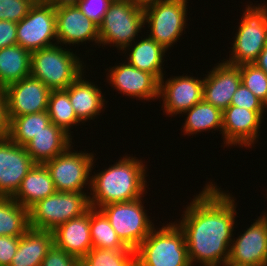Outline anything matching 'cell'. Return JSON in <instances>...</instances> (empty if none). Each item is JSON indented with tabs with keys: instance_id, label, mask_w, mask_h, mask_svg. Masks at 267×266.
<instances>
[{
	"instance_id": "cell-1",
	"label": "cell",
	"mask_w": 267,
	"mask_h": 266,
	"mask_svg": "<svg viewBox=\"0 0 267 266\" xmlns=\"http://www.w3.org/2000/svg\"><path fill=\"white\" fill-rule=\"evenodd\" d=\"M220 189L212 182L206 184L178 222L191 265L227 266L237 212L235 199Z\"/></svg>"
},
{
	"instance_id": "cell-2",
	"label": "cell",
	"mask_w": 267,
	"mask_h": 266,
	"mask_svg": "<svg viewBox=\"0 0 267 266\" xmlns=\"http://www.w3.org/2000/svg\"><path fill=\"white\" fill-rule=\"evenodd\" d=\"M142 162L133 156H124L109 168L92 175L89 196L91 208L100 209L110 203L142 198L147 187V167Z\"/></svg>"
},
{
	"instance_id": "cell-3",
	"label": "cell",
	"mask_w": 267,
	"mask_h": 266,
	"mask_svg": "<svg viewBox=\"0 0 267 266\" xmlns=\"http://www.w3.org/2000/svg\"><path fill=\"white\" fill-rule=\"evenodd\" d=\"M135 266H192L185 234L178 224L154 228L135 250Z\"/></svg>"
},
{
	"instance_id": "cell-4",
	"label": "cell",
	"mask_w": 267,
	"mask_h": 266,
	"mask_svg": "<svg viewBox=\"0 0 267 266\" xmlns=\"http://www.w3.org/2000/svg\"><path fill=\"white\" fill-rule=\"evenodd\" d=\"M59 44L31 52L30 75L50 90H65L84 70L79 56Z\"/></svg>"
},
{
	"instance_id": "cell-5",
	"label": "cell",
	"mask_w": 267,
	"mask_h": 266,
	"mask_svg": "<svg viewBox=\"0 0 267 266\" xmlns=\"http://www.w3.org/2000/svg\"><path fill=\"white\" fill-rule=\"evenodd\" d=\"M88 193L55 192L38 201L29 209V225L31 228L53 231L68 220L79 217L90 208Z\"/></svg>"
},
{
	"instance_id": "cell-6",
	"label": "cell",
	"mask_w": 267,
	"mask_h": 266,
	"mask_svg": "<svg viewBox=\"0 0 267 266\" xmlns=\"http://www.w3.org/2000/svg\"><path fill=\"white\" fill-rule=\"evenodd\" d=\"M144 27V10L131 0L112 1L99 25V44L124 50Z\"/></svg>"
},
{
	"instance_id": "cell-7",
	"label": "cell",
	"mask_w": 267,
	"mask_h": 266,
	"mask_svg": "<svg viewBox=\"0 0 267 266\" xmlns=\"http://www.w3.org/2000/svg\"><path fill=\"white\" fill-rule=\"evenodd\" d=\"M247 6L231 47L232 56L225 61L234 66L254 63L267 45V4Z\"/></svg>"
},
{
	"instance_id": "cell-8",
	"label": "cell",
	"mask_w": 267,
	"mask_h": 266,
	"mask_svg": "<svg viewBox=\"0 0 267 266\" xmlns=\"http://www.w3.org/2000/svg\"><path fill=\"white\" fill-rule=\"evenodd\" d=\"M141 200L142 198L130 202L110 203L100 208L120 240L134 251L156 228L147 216Z\"/></svg>"
},
{
	"instance_id": "cell-9",
	"label": "cell",
	"mask_w": 267,
	"mask_h": 266,
	"mask_svg": "<svg viewBox=\"0 0 267 266\" xmlns=\"http://www.w3.org/2000/svg\"><path fill=\"white\" fill-rule=\"evenodd\" d=\"M188 0H160L143 8L144 25L150 27L148 35L168 50L179 40L186 28Z\"/></svg>"
},
{
	"instance_id": "cell-10",
	"label": "cell",
	"mask_w": 267,
	"mask_h": 266,
	"mask_svg": "<svg viewBox=\"0 0 267 266\" xmlns=\"http://www.w3.org/2000/svg\"><path fill=\"white\" fill-rule=\"evenodd\" d=\"M71 146L44 163L53 180L56 192H84L85 185H88L89 189L91 188L90 175L92 174L90 172H92L95 162L93 161L94 154L83 151L73 152Z\"/></svg>"
},
{
	"instance_id": "cell-11",
	"label": "cell",
	"mask_w": 267,
	"mask_h": 266,
	"mask_svg": "<svg viewBox=\"0 0 267 266\" xmlns=\"http://www.w3.org/2000/svg\"><path fill=\"white\" fill-rule=\"evenodd\" d=\"M51 40L57 42L55 8L45 1L35 2L17 23V44L34 52L58 44Z\"/></svg>"
},
{
	"instance_id": "cell-12",
	"label": "cell",
	"mask_w": 267,
	"mask_h": 266,
	"mask_svg": "<svg viewBox=\"0 0 267 266\" xmlns=\"http://www.w3.org/2000/svg\"><path fill=\"white\" fill-rule=\"evenodd\" d=\"M263 214L232 241L227 266H267V213Z\"/></svg>"
},
{
	"instance_id": "cell-13",
	"label": "cell",
	"mask_w": 267,
	"mask_h": 266,
	"mask_svg": "<svg viewBox=\"0 0 267 266\" xmlns=\"http://www.w3.org/2000/svg\"><path fill=\"white\" fill-rule=\"evenodd\" d=\"M8 117L47 111L51 90L31 75L9 84L3 89Z\"/></svg>"
},
{
	"instance_id": "cell-14",
	"label": "cell",
	"mask_w": 267,
	"mask_h": 266,
	"mask_svg": "<svg viewBox=\"0 0 267 266\" xmlns=\"http://www.w3.org/2000/svg\"><path fill=\"white\" fill-rule=\"evenodd\" d=\"M265 110H248L246 108L230 105L222 111L224 144L232 146L250 147L259 137L261 120Z\"/></svg>"
},
{
	"instance_id": "cell-15",
	"label": "cell",
	"mask_w": 267,
	"mask_h": 266,
	"mask_svg": "<svg viewBox=\"0 0 267 266\" xmlns=\"http://www.w3.org/2000/svg\"><path fill=\"white\" fill-rule=\"evenodd\" d=\"M35 164L25 147L0 140V197H12Z\"/></svg>"
},
{
	"instance_id": "cell-16",
	"label": "cell",
	"mask_w": 267,
	"mask_h": 266,
	"mask_svg": "<svg viewBox=\"0 0 267 266\" xmlns=\"http://www.w3.org/2000/svg\"><path fill=\"white\" fill-rule=\"evenodd\" d=\"M203 80L192 76H175L160 80L159 97L166 115H177L189 110L203 99ZM165 82V83H164Z\"/></svg>"
},
{
	"instance_id": "cell-17",
	"label": "cell",
	"mask_w": 267,
	"mask_h": 266,
	"mask_svg": "<svg viewBox=\"0 0 267 266\" xmlns=\"http://www.w3.org/2000/svg\"><path fill=\"white\" fill-rule=\"evenodd\" d=\"M57 43L80 44L94 41L99 45V26L87 18L77 5L55 8Z\"/></svg>"
},
{
	"instance_id": "cell-18",
	"label": "cell",
	"mask_w": 267,
	"mask_h": 266,
	"mask_svg": "<svg viewBox=\"0 0 267 266\" xmlns=\"http://www.w3.org/2000/svg\"><path fill=\"white\" fill-rule=\"evenodd\" d=\"M109 85L132 98L151 100L159 98L160 81L151 73L135 68L128 62L109 69Z\"/></svg>"
},
{
	"instance_id": "cell-19",
	"label": "cell",
	"mask_w": 267,
	"mask_h": 266,
	"mask_svg": "<svg viewBox=\"0 0 267 266\" xmlns=\"http://www.w3.org/2000/svg\"><path fill=\"white\" fill-rule=\"evenodd\" d=\"M218 64V65H217ZM203 80V99L222 111L230 106L232 97L241 84L239 66L217 63Z\"/></svg>"
},
{
	"instance_id": "cell-20",
	"label": "cell",
	"mask_w": 267,
	"mask_h": 266,
	"mask_svg": "<svg viewBox=\"0 0 267 266\" xmlns=\"http://www.w3.org/2000/svg\"><path fill=\"white\" fill-rule=\"evenodd\" d=\"M52 233L56 247L81 260L93 248L90 209L83 215L57 226Z\"/></svg>"
},
{
	"instance_id": "cell-21",
	"label": "cell",
	"mask_w": 267,
	"mask_h": 266,
	"mask_svg": "<svg viewBox=\"0 0 267 266\" xmlns=\"http://www.w3.org/2000/svg\"><path fill=\"white\" fill-rule=\"evenodd\" d=\"M81 73L66 89L77 118L82 122L93 120L105 106L104 95L94 83L82 78Z\"/></svg>"
},
{
	"instance_id": "cell-22",
	"label": "cell",
	"mask_w": 267,
	"mask_h": 266,
	"mask_svg": "<svg viewBox=\"0 0 267 266\" xmlns=\"http://www.w3.org/2000/svg\"><path fill=\"white\" fill-rule=\"evenodd\" d=\"M72 145V136L52 122L24 147L36 164H44Z\"/></svg>"
},
{
	"instance_id": "cell-23",
	"label": "cell",
	"mask_w": 267,
	"mask_h": 266,
	"mask_svg": "<svg viewBox=\"0 0 267 266\" xmlns=\"http://www.w3.org/2000/svg\"><path fill=\"white\" fill-rule=\"evenodd\" d=\"M56 192L53 180L44 164H35L21 181L12 198L22 207L30 209L38 201Z\"/></svg>"
},
{
	"instance_id": "cell-24",
	"label": "cell",
	"mask_w": 267,
	"mask_h": 266,
	"mask_svg": "<svg viewBox=\"0 0 267 266\" xmlns=\"http://www.w3.org/2000/svg\"><path fill=\"white\" fill-rule=\"evenodd\" d=\"M54 245L52 231L29 228L19 239L10 266H41L47 252Z\"/></svg>"
},
{
	"instance_id": "cell-25",
	"label": "cell",
	"mask_w": 267,
	"mask_h": 266,
	"mask_svg": "<svg viewBox=\"0 0 267 266\" xmlns=\"http://www.w3.org/2000/svg\"><path fill=\"white\" fill-rule=\"evenodd\" d=\"M134 44L123 50L125 52L126 49L130 50L127 58L128 63L137 69L153 74L160 81L164 76L162 64L164 62L163 56H165L167 50L149 36L143 39L141 37V41L136 43L134 41Z\"/></svg>"
},
{
	"instance_id": "cell-26",
	"label": "cell",
	"mask_w": 267,
	"mask_h": 266,
	"mask_svg": "<svg viewBox=\"0 0 267 266\" xmlns=\"http://www.w3.org/2000/svg\"><path fill=\"white\" fill-rule=\"evenodd\" d=\"M31 52L18 44L0 49V89L30 76Z\"/></svg>"
},
{
	"instance_id": "cell-27",
	"label": "cell",
	"mask_w": 267,
	"mask_h": 266,
	"mask_svg": "<svg viewBox=\"0 0 267 266\" xmlns=\"http://www.w3.org/2000/svg\"><path fill=\"white\" fill-rule=\"evenodd\" d=\"M182 114L187 115L184 126L182 127L185 135L190 136L198 132H204V130L206 132V130L209 131L212 129L214 131L216 129H220V132L222 131V110L207 103L204 99Z\"/></svg>"
},
{
	"instance_id": "cell-28",
	"label": "cell",
	"mask_w": 267,
	"mask_h": 266,
	"mask_svg": "<svg viewBox=\"0 0 267 266\" xmlns=\"http://www.w3.org/2000/svg\"><path fill=\"white\" fill-rule=\"evenodd\" d=\"M29 228V210L12 197H0V236L21 237Z\"/></svg>"
},
{
	"instance_id": "cell-29",
	"label": "cell",
	"mask_w": 267,
	"mask_h": 266,
	"mask_svg": "<svg viewBox=\"0 0 267 266\" xmlns=\"http://www.w3.org/2000/svg\"><path fill=\"white\" fill-rule=\"evenodd\" d=\"M90 232L93 248L132 250L120 240L109 219L100 209L90 208Z\"/></svg>"
},
{
	"instance_id": "cell-30",
	"label": "cell",
	"mask_w": 267,
	"mask_h": 266,
	"mask_svg": "<svg viewBox=\"0 0 267 266\" xmlns=\"http://www.w3.org/2000/svg\"><path fill=\"white\" fill-rule=\"evenodd\" d=\"M50 123L51 121L47 111L11 117L9 138L15 144L24 147Z\"/></svg>"
},
{
	"instance_id": "cell-31",
	"label": "cell",
	"mask_w": 267,
	"mask_h": 266,
	"mask_svg": "<svg viewBox=\"0 0 267 266\" xmlns=\"http://www.w3.org/2000/svg\"><path fill=\"white\" fill-rule=\"evenodd\" d=\"M47 113L50 121L71 136L70 128L81 122L73 109L68 93L65 90H51Z\"/></svg>"
},
{
	"instance_id": "cell-32",
	"label": "cell",
	"mask_w": 267,
	"mask_h": 266,
	"mask_svg": "<svg viewBox=\"0 0 267 266\" xmlns=\"http://www.w3.org/2000/svg\"><path fill=\"white\" fill-rule=\"evenodd\" d=\"M81 266H135V251L92 248L81 259Z\"/></svg>"
},
{
	"instance_id": "cell-33",
	"label": "cell",
	"mask_w": 267,
	"mask_h": 266,
	"mask_svg": "<svg viewBox=\"0 0 267 266\" xmlns=\"http://www.w3.org/2000/svg\"><path fill=\"white\" fill-rule=\"evenodd\" d=\"M241 83L267 106V74L255 64L239 65Z\"/></svg>"
},
{
	"instance_id": "cell-34",
	"label": "cell",
	"mask_w": 267,
	"mask_h": 266,
	"mask_svg": "<svg viewBox=\"0 0 267 266\" xmlns=\"http://www.w3.org/2000/svg\"><path fill=\"white\" fill-rule=\"evenodd\" d=\"M33 0H0V20L20 22L34 5Z\"/></svg>"
},
{
	"instance_id": "cell-35",
	"label": "cell",
	"mask_w": 267,
	"mask_h": 266,
	"mask_svg": "<svg viewBox=\"0 0 267 266\" xmlns=\"http://www.w3.org/2000/svg\"><path fill=\"white\" fill-rule=\"evenodd\" d=\"M111 2V0H79L76 5L87 18L99 26Z\"/></svg>"
},
{
	"instance_id": "cell-36",
	"label": "cell",
	"mask_w": 267,
	"mask_h": 266,
	"mask_svg": "<svg viewBox=\"0 0 267 266\" xmlns=\"http://www.w3.org/2000/svg\"><path fill=\"white\" fill-rule=\"evenodd\" d=\"M230 105L246 108L248 110H266L267 108V106L242 83L234 93Z\"/></svg>"
},
{
	"instance_id": "cell-37",
	"label": "cell",
	"mask_w": 267,
	"mask_h": 266,
	"mask_svg": "<svg viewBox=\"0 0 267 266\" xmlns=\"http://www.w3.org/2000/svg\"><path fill=\"white\" fill-rule=\"evenodd\" d=\"M41 266H81V260L53 245L41 262Z\"/></svg>"
},
{
	"instance_id": "cell-38",
	"label": "cell",
	"mask_w": 267,
	"mask_h": 266,
	"mask_svg": "<svg viewBox=\"0 0 267 266\" xmlns=\"http://www.w3.org/2000/svg\"><path fill=\"white\" fill-rule=\"evenodd\" d=\"M20 237L0 236V266H10L16 254Z\"/></svg>"
},
{
	"instance_id": "cell-39",
	"label": "cell",
	"mask_w": 267,
	"mask_h": 266,
	"mask_svg": "<svg viewBox=\"0 0 267 266\" xmlns=\"http://www.w3.org/2000/svg\"><path fill=\"white\" fill-rule=\"evenodd\" d=\"M17 44V23L0 20V49Z\"/></svg>"
},
{
	"instance_id": "cell-40",
	"label": "cell",
	"mask_w": 267,
	"mask_h": 266,
	"mask_svg": "<svg viewBox=\"0 0 267 266\" xmlns=\"http://www.w3.org/2000/svg\"><path fill=\"white\" fill-rule=\"evenodd\" d=\"M10 119L8 117L7 101L5 94L0 89V140L9 137Z\"/></svg>"
},
{
	"instance_id": "cell-41",
	"label": "cell",
	"mask_w": 267,
	"mask_h": 266,
	"mask_svg": "<svg viewBox=\"0 0 267 266\" xmlns=\"http://www.w3.org/2000/svg\"><path fill=\"white\" fill-rule=\"evenodd\" d=\"M253 64H255L258 68L262 69L267 74V45L260 52L258 58Z\"/></svg>"
},
{
	"instance_id": "cell-42",
	"label": "cell",
	"mask_w": 267,
	"mask_h": 266,
	"mask_svg": "<svg viewBox=\"0 0 267 266\" xmlns=\"http://www.w3.org/2000/svg\"><path fill=\"white\" fill-rule=\"evenodd\" d=\"M79 0H45L49 5H52L54 8L64 6V5H76Z\"/></svg>"
},
{
	"instance_id": "cell-43",
	"label": "cell",
	"mask_w": 267,
	"mask_h": 266,
	"mask_svg": "<svg viewBox=\"0 0 267 266\" xmlns=\"http://www.w3.org/2000/svg\"><path fill=\"white\" fill-rule=\"evenodd\" d=\"M131 1L135 4H137L138 6H141L144 8L150 4L159 2L160 0H131Z\"/></svg>"
},
{
	"instance_id": "cell-44",
	"label": "cell",
	"mask_w": 267,
	"mask_h": 266,
	"mask_svg": "<svg viewBox=\"0 0 267 266\" xmlns=\"http://www.w3.org/2000/svg\"><path fill=\"white\" fill-rule=\"evenodd\" d=\"M35 2H44L45 0H33Z\"/></svg>"
}]
</instances>
